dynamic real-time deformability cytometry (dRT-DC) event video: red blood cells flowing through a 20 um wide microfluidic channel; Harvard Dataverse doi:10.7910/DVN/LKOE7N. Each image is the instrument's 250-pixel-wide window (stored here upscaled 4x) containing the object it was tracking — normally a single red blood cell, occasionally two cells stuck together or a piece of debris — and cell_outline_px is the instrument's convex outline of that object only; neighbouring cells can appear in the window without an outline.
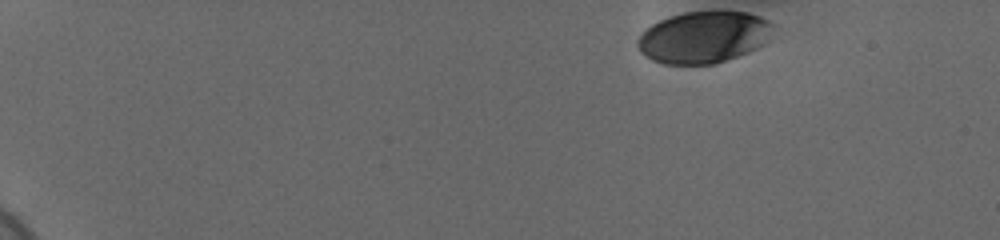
{"species": "human", "species_latin": "Homo sapiens", "temperature_condition": "cold", "stored_images_in_passage": 44, "camera_frame_rate_fps": 3000, "um_per_image_px": 0.085, "donor": {"sex": "female"}, "frame": {"image": 1, "passage_image": 1, "time_ms": 0.0, "image_size_px": [1000, 240], "cell_outline_px": [[776, 24], [772, 40], [748, 52], [716, 64], [664, 64], [652, 60], [644, 56], [640, 52], [636, 44], [636, 40], [640, 32], [644, 28], [660, 20], [684, 12], [748, 12], [760, 16]], "centroid_in_image_um": [59.84, 3.17], "position_along_channel_um": 25.2, "area_um2": 41.5}}
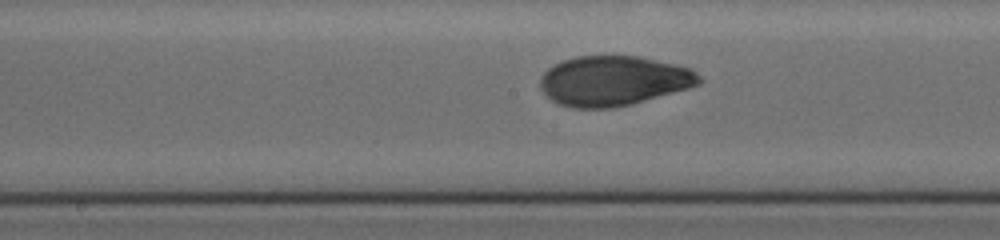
{"frame": {"image": 2, "passage_image": 26, "time_ms": 8.333, "image_size_px": [1000, 240], "cell_outline_px": [[700, 84], [688, 88], [632, 104], [616, 108], [572, 108], [560, 104], [552, 100], [540, 88], [540, 76], [548, 68], [564, 60], [576, 56], [640, 56], [692, 68], [700, 76]], "centroid_in_image_um": [52.15, 6.87], "position_along_channel_um": 196.0, "area_um2": 46.18}}
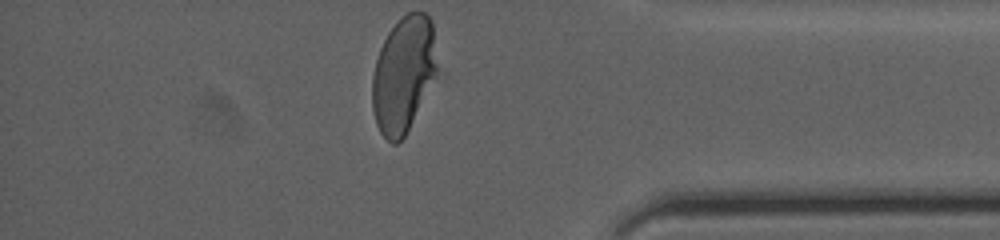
{"frame": {"image": 3, "passage_image": 44, "time_ms": 14.333, "image_size_px": [1000, 240], "cell_outline_px": [[440, 68], [436, 76], [404, 136], [396, 144], [392, 144], [380, 132], [376, 124], [372, 108], [372, 76], [376, 60], [380, 48], [388, 32], [400, 16], [408, 12], [424, 12], [432, 20]], "centroid_in_image_um": [34.32, 6.27], "position_along_channel_um": 400.9, "area_um2": 44.27}, "authors_computed_cell_mechanics": {"area_um2": 45.1129, "velocity_mm_per_s": 3.6737, "shape_relaxation_time_tau1_ms": 6.8795, "shape_relaxation_time_tau2_ms": 0.9496, "deformation_change_tau1": 0.2045, "deformation_change_tau2": 0.0425}}